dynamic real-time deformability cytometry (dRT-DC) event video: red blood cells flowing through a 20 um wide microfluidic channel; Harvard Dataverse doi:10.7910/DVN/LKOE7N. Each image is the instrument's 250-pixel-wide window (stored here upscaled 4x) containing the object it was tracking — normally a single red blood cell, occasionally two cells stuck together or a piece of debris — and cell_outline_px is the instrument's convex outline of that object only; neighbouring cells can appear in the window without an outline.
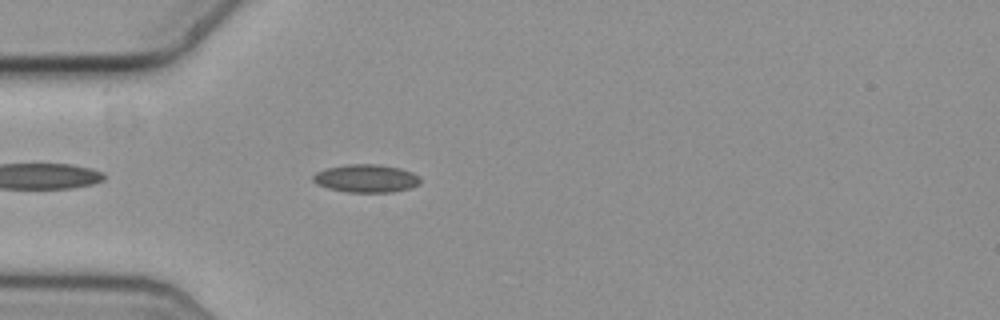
{"species": "common noctule bat (a hibernating species)", "species_latin": "Nyctalus noctula", "temperature_condition": "cold", "stored_images_in_passage": 45, "camera_frame_rate_fps": 3000, "um_per_image_px": 0.085, "animal": {"sex": "female", "body_mass_g": 19.3, "forearm_length_mm": 54.1}, "frame": {"image": 1, "passage_image": 5, "time_ms": 1.333, "image_size_px": [1000, 320], "cell_outline_px": [[420, 184], [412, 188], [392, 192], [348, 192], [328, 188], [316, 184], [312, 180], [312, 176], [316, 172], [328, 168], [344, 164], [376, 164], [400, 168], [412, 172], [420, 176]], "centroid_in_image_um": [31.13, 15.16], "position_along_channel_um": 53.9, "area_um2": 17.63}}
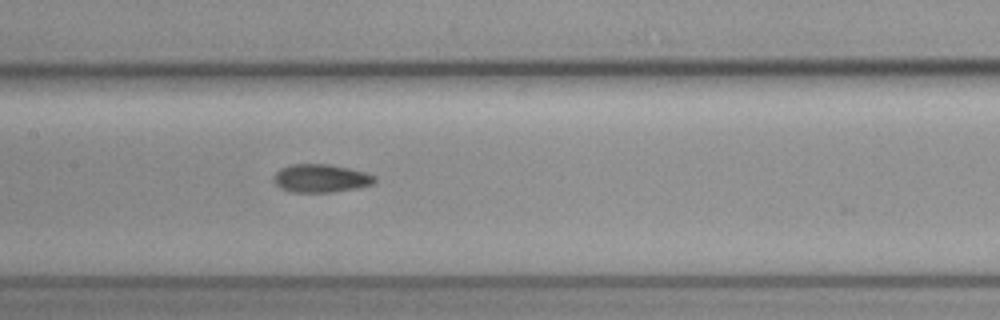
{"frame": {"image": 2, "passage_image": 16, "time_ms": 5.0, "image_size_px": [1000, 320], "cell_outline_px": [[376, 180], [372, 184], [356, 188], [332, 192], [292, 192], [280, 188], [272, 180], [276, 172], [280, 168], [292, 164], [328, 164], [348, 168], [364, 172], [376, 176]], "centroid_in_image_um": [27.24, 15.15], "position_along_channel_um": 180.2, "area_um2": 16.53}}
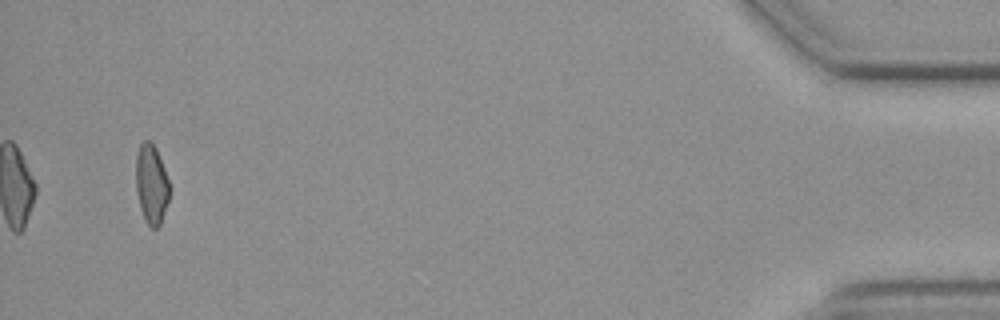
{"frame": {"image": 3, "passage_image": 43, "time_ms": 14.0, "image_size_px": [1000, 320], "cell_outline_px": [[168, 200], [160, 224], [156, 228], [152, 228], [144, 220], [140, 208], [136, 188], [136, 156], [140, 144], [144, 140], [148, 140], [156, 148], [164, 168], [168, 180]], "centroid_in_image_um": [12.85, 15.65], "position_along_channel_um": 422.4, "area_um2": 15.26}, "authors_computed_cell_mechanics": {"area_um2": 16.2996, "velocity_mm_per_s": 3.6622, "shape_relaxation_time_tau1_ms": 6.7033, "shape_relaxation_time_tau2_ms": 3.7695, "deformation_change_tau1": 0.1261, "deformation_change_tau2": 0.0823}}